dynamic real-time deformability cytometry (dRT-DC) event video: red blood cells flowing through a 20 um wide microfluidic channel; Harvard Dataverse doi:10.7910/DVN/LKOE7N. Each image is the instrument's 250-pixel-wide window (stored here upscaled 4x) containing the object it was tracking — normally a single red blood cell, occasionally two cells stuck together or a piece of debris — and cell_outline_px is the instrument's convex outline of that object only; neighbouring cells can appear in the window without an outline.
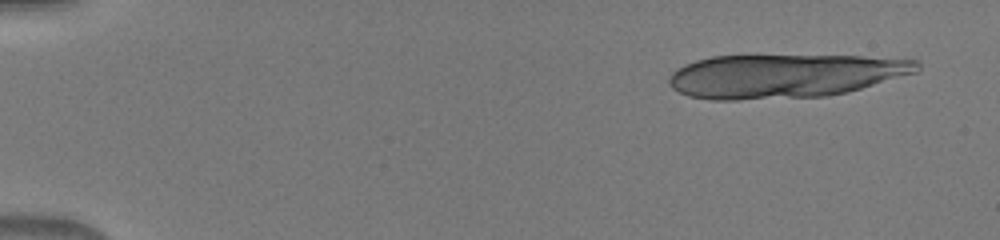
{"species": "human", "species_latin": "Homo sapiens", "temperature_condition": "warm", "stored_images_in_passage": 13, "camera_frame_rate_fps": 3000, "um_per_image_px": 0.085, "donor": {"sex": "male"}, "frame": {"image": 1, "passage_image": 1, "time_ms": 0.0, "image_size_px": [1000, 240], "cell_outline_px": [[920, 68], [916, 72], [848, 92], [828, 96], [736, 100], [712, 100], [688, 96], [672, 88], [668, 84], [668, 80], [672, 72], [676, 68], [684, 64], [696, 60], [712, 56], [860, 56], [916, 60], [920, 64]], "centroid_in_image_um": [66.63, 6.46], "position_along_channel_um": 18.4, "area_um2": 63.23}}